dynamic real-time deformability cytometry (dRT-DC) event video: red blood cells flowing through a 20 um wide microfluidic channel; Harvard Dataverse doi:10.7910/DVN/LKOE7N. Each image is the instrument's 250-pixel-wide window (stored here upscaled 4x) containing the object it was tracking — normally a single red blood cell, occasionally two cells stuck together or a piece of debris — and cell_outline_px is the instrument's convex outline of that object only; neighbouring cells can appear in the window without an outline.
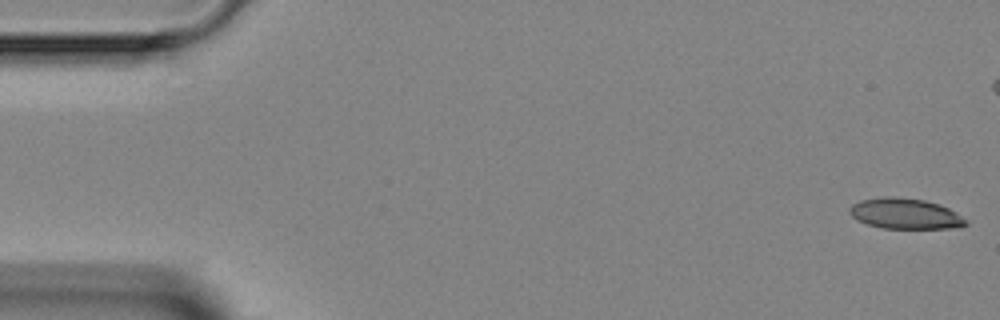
{"species": "Egyptian fruit bat (a non-hibernating species)", "species_latin": "Rousettus aegyptiacus", "temperature_condition": "room temperature", "stored_images_in_passage": 5, "camera_frame_rate_fps": 3000, "um_per_image_px": 0.085, "animal": {"sex": "female"}, "frame": {"image": 1, "passage_image": 1, "time_ms": 0.0, "image_size_px": [1000, 320], "cell_outline_px": [[968, 224], [960, 228], [884, 228], [868, 224], [856, 220], [848, 212], [848, 208], [852, 204], [860, 200], [884, 196], [896, 196], [924, 200], [940, 204], [956, 212], [968, 220]], "centroid_in_image_um": [76.95, 18.15], "position_along_channel_um": 8.1, "area_um2": 20.98}}